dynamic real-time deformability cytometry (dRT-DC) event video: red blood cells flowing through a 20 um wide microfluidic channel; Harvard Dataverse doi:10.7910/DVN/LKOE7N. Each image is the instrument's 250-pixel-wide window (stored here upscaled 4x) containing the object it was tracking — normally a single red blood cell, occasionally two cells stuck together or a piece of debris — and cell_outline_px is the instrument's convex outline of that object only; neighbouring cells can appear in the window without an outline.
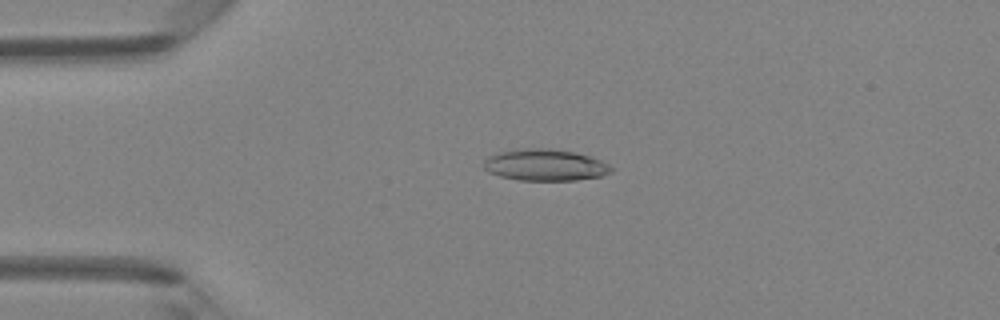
{"species": "Egyptian fruit bat (a non-hibernating species)", "species_latin": "Rousettus aegyptiacus", "temperature_condition": "room temperature", "stored_images_in_passage": 41, "camera_frame_rate_fps": 3000, "um_per_image_px": 0.085, "animal": {"sex": "female"}, "frame": {"image": 1, "passage_image": 5, "time_ms": 1.333, "image_size_px": [1000, 320], "cell_outline_px": [[616, 168], [612, 172], [600, 176], [576, 180], [520, 180], [500, 176], [488, 172], [484, 168], [484, 160], [488, 156], [496, 152], [520, 148], [548, 148], [576, 152], [592, 156]], "centroid_in_image_um": [46.34, 14.01], "position_along_channel_um": 38.7, "area_um2": 23.76}}
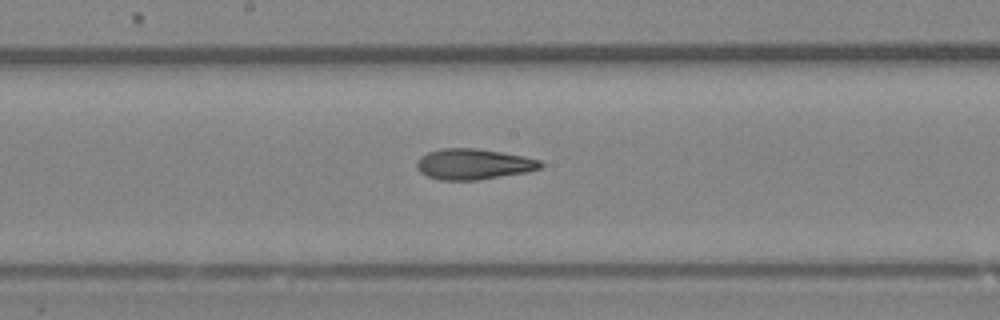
{"frame": {"image": 2, "passage_image": 19, "time_ms": 6.0, "image_size_px": [1000, 320], "cell_outline_px": [[544, 164], [540, 168], [528, 172], [476, 180], [440, 180], [428, 176], [420, 172], [416, 168], [416, 160], [420, 156], [428, 152], [440, 148], [476, 148], [524, 156], [540, 160]], "centroid_in_image_um": [40.22, 13.95], "position_along_channel_um": 208.0, "area_um2": 22.25}}
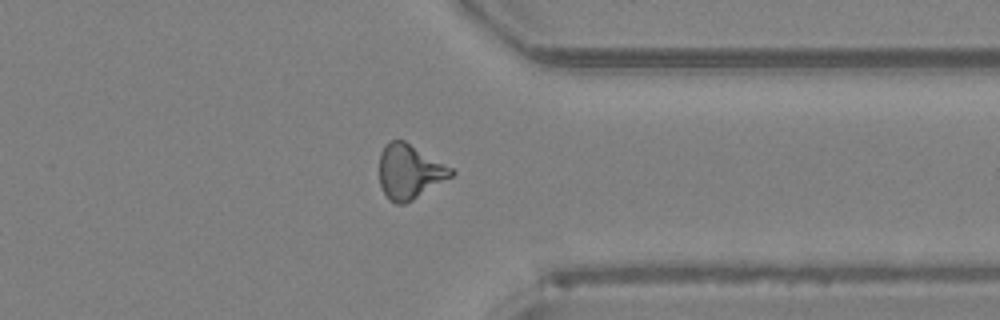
{"frame": {"image": 3, "passage_image": 31, "time_ms": 10.0, "image_size_px": [1000, 320], "cell_outline_px": [[456, 172], [452, 176], [412, 200], [404, 204], [396, 204], [384, 192], [380, 184], [380, 152], [384, 144], [388, 140], [404, 140], [452, 168]], "centroid_in_image_um": [34.8, 14.56], "position_along_channel_um": 376.6, "area_um2": 22.54}, "authors_computed_cell_mechanics": {"area_um2": 22.3686, "velocity_mm_per_s": 4.3024, "shape_relaxation_time_tau1_ms": 5.1915, "shape_relaxation_time_tau2_ms": 3.192, "deformation_change_tau1": 0.1697, "deformation_change_tau2": 0.1221}}